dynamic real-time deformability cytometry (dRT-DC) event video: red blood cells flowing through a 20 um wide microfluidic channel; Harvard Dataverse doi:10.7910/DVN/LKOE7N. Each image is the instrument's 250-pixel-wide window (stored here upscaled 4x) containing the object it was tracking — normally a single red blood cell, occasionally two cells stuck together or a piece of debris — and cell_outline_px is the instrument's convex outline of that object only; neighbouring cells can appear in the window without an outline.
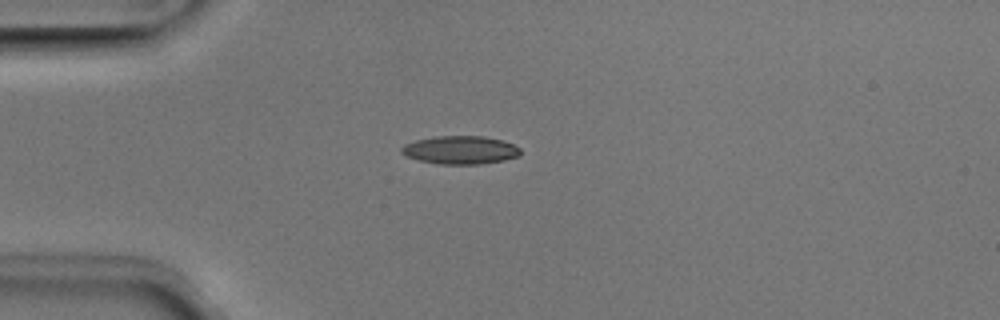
{"species": "Egyptian fruit bat (a non-hibernating species)", "species_latin": "Rousettus aegyptiacus", "temperature_condition": "room temperature", "stored_images_in_passage": 38, "camera_frame_rate_fps": 3000, "um_per_image_px": 0.085, "animal": {"sex": "male"}, "frame": {"image": 1, "passage_image": 1, "time_ms": 0.0, "image_size_px": [1000, 320], "cell_outline_px": [[520, 156], [504, 160], [480, 164], [440, 164], [420, 160], [408, 156], [400, 152], [400, 148], [404, 144], [416, 140], [436, 136], [484, 136], [504, 140], [520, 148]], "centroid_in_image_um": [39.15, 12.74], "position_along_channel_um": 45.9, "area_um2": 19.54}}
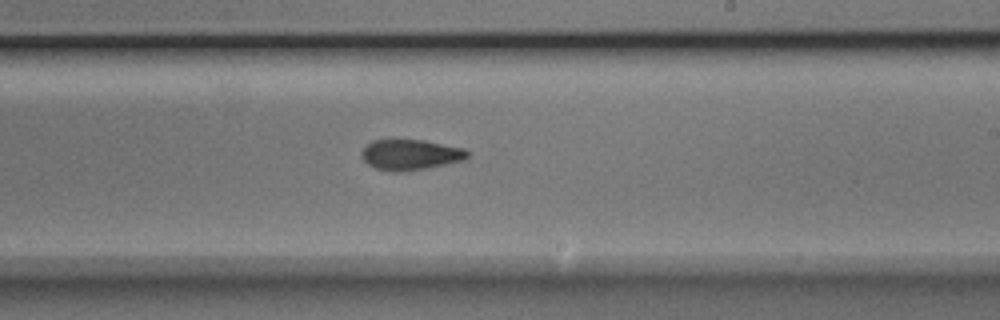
{"frame": {"image": 2, "passage_image": 18, "time_ms": 5.667, "image_size_px": [1000, 320], "cell_outline_px": [[468, 156], [464, 160], [428, 168], [400, 172], [392, 172], [376, 168], [368, 164], [360, 156], [360, 152], [372, 140], [424, 140], [464, 148], [468, 152]], "centroid_in_image_um": [34.87, 13.15], "position_along_channel_um": 254.1, "area_um2": 18.84}}
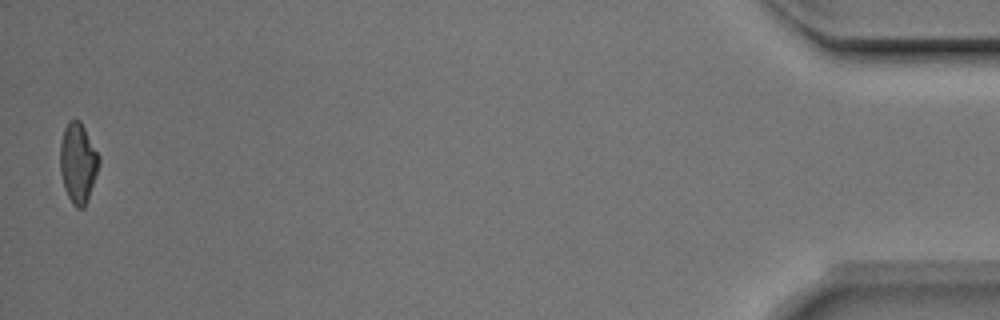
{"frame": {"image": 3, "passage_image": 38, "time_ms": 12.333, "image_size_px": [1000, 320], "cell_outline_px": [[100, 164], [84, 208], [76, 208], [72, 204], [64, 188], [60, 172], [60, 144], [64, 128], [68, 120], [80, 120], [100, 156]], "centroid_in_image_um": [6.62, 13.83], "position_along_channel_um": 428.6, "area_um2": 18.15}, "authors_computed_cell_mechanics": {"area_um2": 18.9295, "velocity_mm_per_s": 4.0, "shape_relaxation_time_tau1_ms": 5.9999, "shape_relaxation_time_tau2_ms": 3.4425, "deformation_change_tau1": 0.1664, "deformation_change_tau2": 0.1053}}